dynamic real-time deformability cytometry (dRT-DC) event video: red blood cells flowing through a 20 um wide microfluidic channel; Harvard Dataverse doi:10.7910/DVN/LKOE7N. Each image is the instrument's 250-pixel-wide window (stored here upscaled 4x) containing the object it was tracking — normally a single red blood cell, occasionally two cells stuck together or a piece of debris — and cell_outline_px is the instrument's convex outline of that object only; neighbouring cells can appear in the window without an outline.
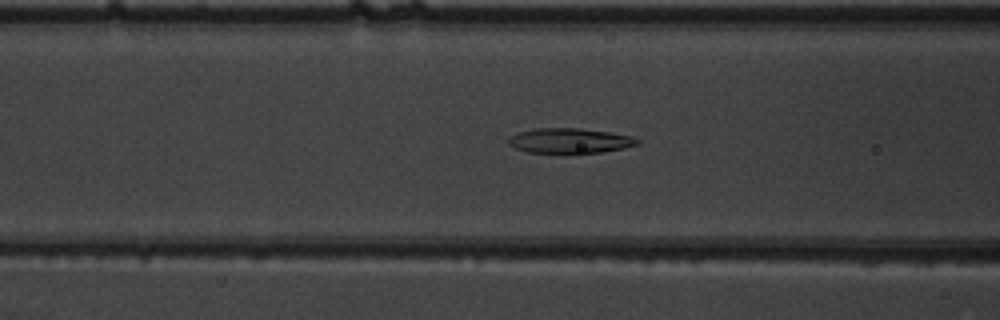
{"species": "common noctule bat (a hibernating species)", "species_latin": "Nyctalus noctula", "temperature_condition": "warm", "stored_images_in_passage": 35, "camera_frame_rate_fps": 3000, "um_per_image_px": 0.085, "animal": {"sex": "male", "body_mass_g": 19.5, "forearm_length_mm": 54.6}, "frame": {"image": 1, "passage_image": 4, "time_ms": 1.0, "image_size_px": [1000, 320], "cell_outline_px": [[640, 144], [624, 148], [600, 152], [528, 152], [516, 148], [508, 144], [508, 140], [516, 132], [536, 128], [576, 128], [608, 132], [632, 136], [640, 140]], "centroid_in_image_um": [48.44, 11.95], "position_along_channel_um": 118.2, "area_um2": 18.5}}
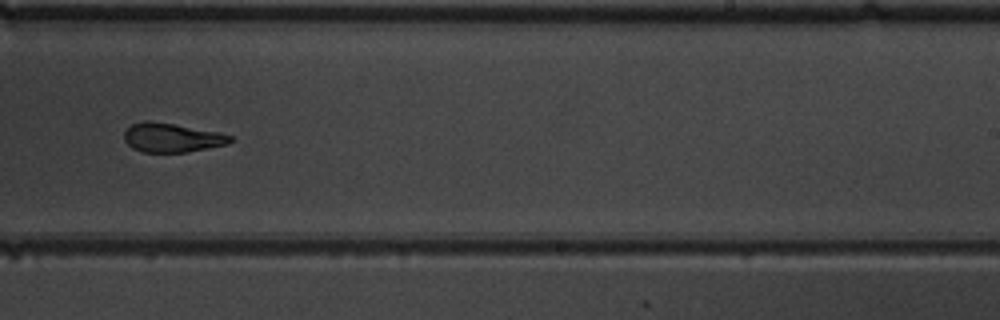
{"frame": {"image": 2, "passage_image": 16, "time_ms": 5.0, "image_size_px": [1000, 320], "cell_outline_px": [[232, 140], [228, 144], [188, 152], [144, 152], [132, 148], [124, 140], [124, 132], [132, 124], [144, 120], [148, 120], [220, 132], [232, 136]], "centroid_in_image_um": [14.6, 11.7], "position_along_channel_um": 274.4, "area_um2": 17.92}}
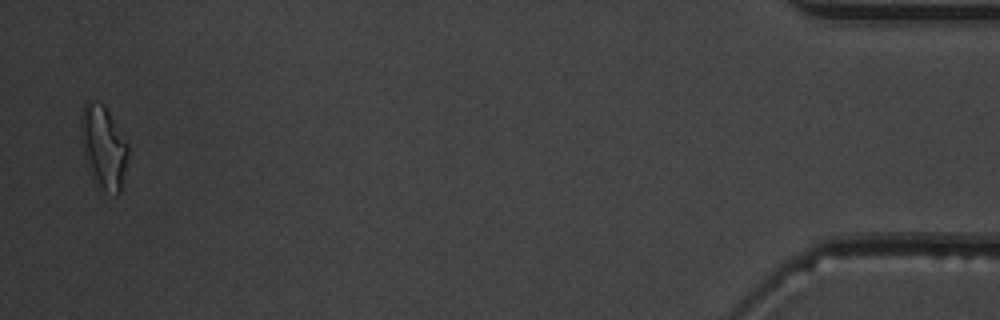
{"frame": {"image": 3, "passage_image": 34, "time_ms": 11.0, "image_size_px": [1000, 320], "cell_outline_px": [[128, 152], [120, 192], [116, 196], [104, 188], [92, 176], [84, 156], [80, 140], [80, 112], [84, 104], [88, 100], [92, 100], [104, 104], [128, 144]], "centroid_in_image_um": [8.76, 12.41], "position_along_channel_um": 426.4, "area_um2": 22.54}}